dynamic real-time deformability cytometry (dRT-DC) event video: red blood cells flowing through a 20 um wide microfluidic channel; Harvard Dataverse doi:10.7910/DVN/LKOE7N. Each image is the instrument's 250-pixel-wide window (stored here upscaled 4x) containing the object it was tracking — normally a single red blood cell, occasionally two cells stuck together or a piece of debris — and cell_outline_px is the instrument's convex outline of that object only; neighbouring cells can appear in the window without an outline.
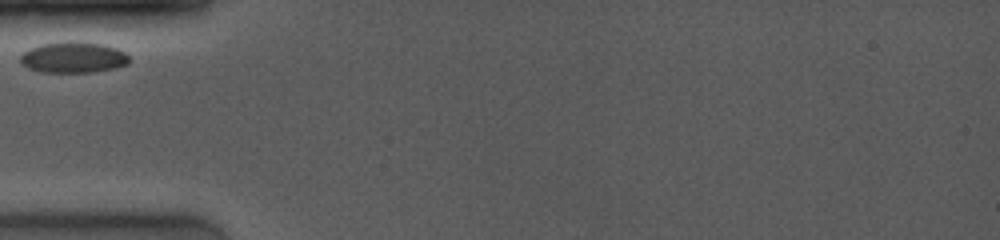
{"species": "common noctule bat (a hibernating species)", "species_latin": "Nyctalus noctula", "temperature_condition": "room temperature", "stored_images_in_passage": 2, "camera_frame_rate_fps": 4000, "um_per_image_px": 0.085, "animal": {"sex": "female", "body_mass_g": 19.0, "forearm_length_mm": 53.3}, "frame": {"image": 1, "passage_image": 1, "time_ms": 0.0, "image_size_px": [1000, 240], "cell_outline_px": [[128, 64], [116, 68], [92, 72], [40, 72], [28, 68], [20, 64], [20, 56], [28, 48], [40, 44], [64, 40], [72, 40], [104, 44], [116, 48], [124, 52], [128, 56]], "centroid_in_image_um": [6.19, 4.86], "position_along_channel_um": 78.8, "area_um2": 20.06}}